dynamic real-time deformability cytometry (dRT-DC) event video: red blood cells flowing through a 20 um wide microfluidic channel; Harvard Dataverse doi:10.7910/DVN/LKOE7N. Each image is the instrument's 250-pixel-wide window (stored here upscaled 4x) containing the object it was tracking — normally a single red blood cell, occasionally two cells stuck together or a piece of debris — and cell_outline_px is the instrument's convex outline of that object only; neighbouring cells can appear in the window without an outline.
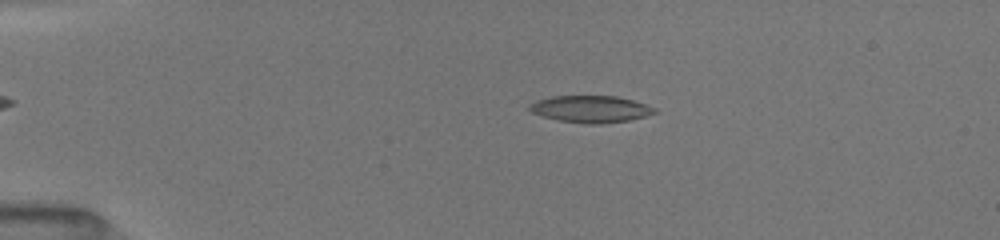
{"species": "common noctule bat (a hibernating species)", "species_latin": "Nyctalus noctula", "temperature_condition": "room temperature", "stored_images_in_passage": 51, "camera_frame_rate_fps": 3000, "um_per_image_px": 0.085, "animal": {"sex": "female", "body_mass_g": 19.5, "forearm_length_mm": 54.1}, "frame": {"image": 1, "passage_image": 11, "time_ms": 3.333, "image_size_px": [1000, 240], "cell_outline_px": [[660, 112], [628, 120], [600, 124], [588, 124], [560, 120], [544, 116], [532, 112], [528, 108], [528, 104], [536, 100], [552, 96], [616, 96], [632, 100], [656, 108]], "centroid_in_image_um": [50.21, 9.26], "position_along_channel_um": 34.8, "area_um2": 19.48}}
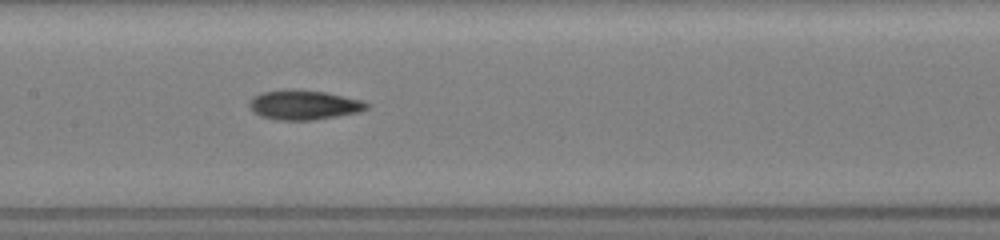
{"frame": {"image": 2, "passage_image": 26, "time_ms": 8.333, "image_size_px": [1000, 240], "cell_outline_px": [[372, 104], [368, 108], [360, 112], [312, 120], [280, 120], [260, 116], [248, 104], [248, 100], [252, 96], [264, 92], [288, 88], [292, 88], [324, 92], [364, 100]], "centroid_in_image_um": [25.86, 8.9], "position_along_channel_um": 181.5, "area_um2": 20.4}}
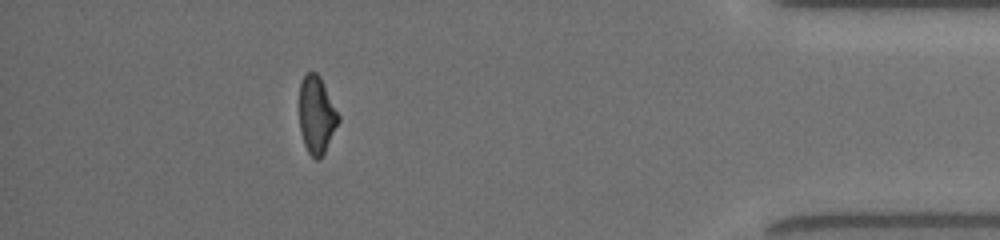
{"frame": {"image": 3, "passage_image": 46, "time_ms": 15.0, "image_size_px": [1000, 240], "cell_outline_px": [[340, 120], [320, 160], [316, 160], [308, 152], [304, 144], [300, 128], [300, 84], [304, 76], [308, 72], [316, 72], [320, 76], [340, 116]], "centroid_in_image_um": [26.92, 9.77], "position_along_channel_um": 408.3, "area_um2": 17.46}, "authors_computed_cell_mechanics": {"area_um2": 19.652, "velocity_mm_per_s": 4.0451, "shape_relaxation_time_tau1_ms": null, "shape_relaxation_time_tau2_ms": 3.4447, "deformation_change_tau1": null, "deformation_change_tau2": 0.0996}}